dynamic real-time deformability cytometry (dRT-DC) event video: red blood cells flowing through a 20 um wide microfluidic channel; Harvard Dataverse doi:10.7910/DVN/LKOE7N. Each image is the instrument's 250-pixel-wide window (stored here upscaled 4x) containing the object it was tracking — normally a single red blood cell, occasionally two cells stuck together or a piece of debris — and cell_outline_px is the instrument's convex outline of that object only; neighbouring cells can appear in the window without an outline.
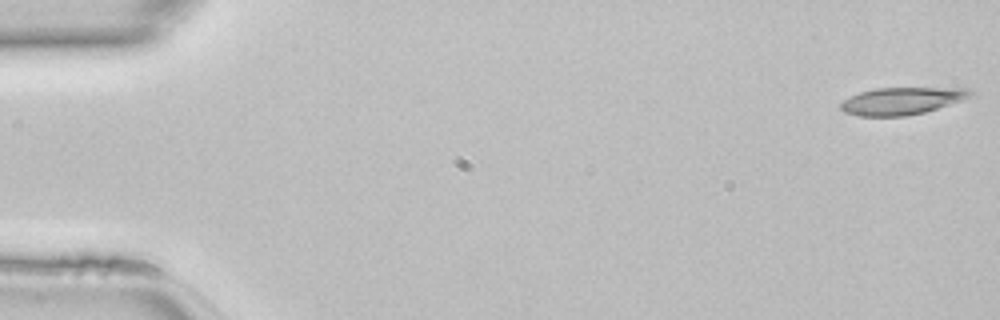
{"species": "common noctule bat (a hibernating species)", "species_latin": "Nyctalus noctula", "temperature_condition": "room temperature", "stored_images_in_passage": 1, "camera_frame_rate_fps": 3000, "um_per_image_px": 0.085, "animal": {"sex": "female", "body_mass_g": 22.7, "forearm_length_mm": 54.2}, "frame": {"image": 1, "passage_image": 1, "time_ms": 0.0, "image_size_px": [1000, 320], "cell_outline_px": [[976, 96], [924, 112], [904, 116], [860, 116], [844, 112], [840, 108], [840, 104], [844, 100], [860, 92], [876, 88], [968, 88], [976, 92]], "centroid_in_image_um": [76.72, 8.57], "position_along_channel_um": 8.3, "area_um2": 20.63}}